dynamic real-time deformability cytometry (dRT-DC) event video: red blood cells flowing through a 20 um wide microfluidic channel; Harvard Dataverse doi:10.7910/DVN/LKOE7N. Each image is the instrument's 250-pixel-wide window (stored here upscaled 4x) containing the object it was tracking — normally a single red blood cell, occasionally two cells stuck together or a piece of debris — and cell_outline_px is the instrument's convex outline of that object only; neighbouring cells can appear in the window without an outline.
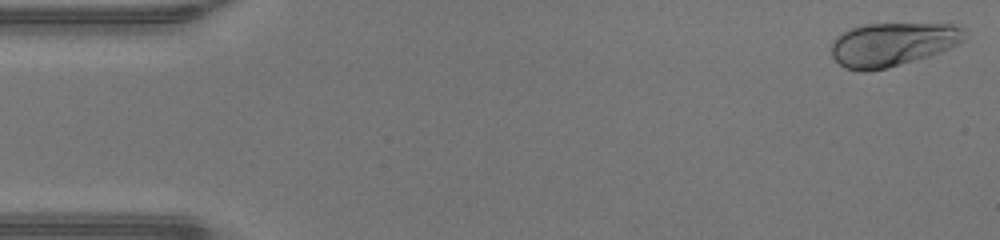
{"species": "human", "species_latin": "Homo sapiens", "temperature_condition": "warm", "stored_images_in_passage": 47, "camera_frame_rate_fps": 3000, "um_per_image_px": 0.085, "donor": {"sex": "male"}, "frame": {"image": 1, "passage_image": 1, "time_ms": 0.0, "image_size_px": [1000, 240], "cell_outline_px": [[964, 40], [960, 44], [952, 48], [928, 56], [888, 68], [864, 72], [844, 68], [832, 56], [832, 40], [836, 36], [852, 28], [864, 24], [952, 24], [964, 28]], "centroid_in_image_um": [75.87, 3.77], "position_along_channel_um": 9.1, "area_um2": 33.87}}
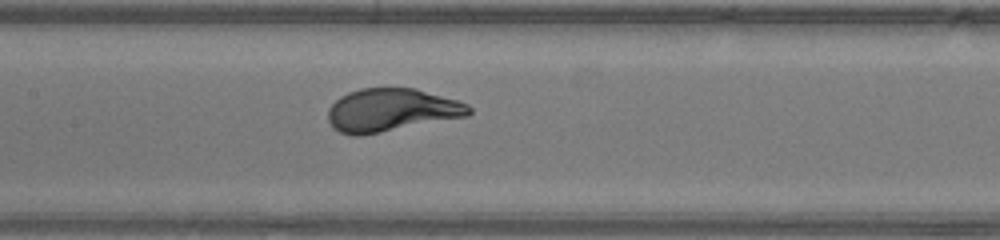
{"frame": {"image": 2, "passage_image": 22, "time_ms": 7.0, "image_size_px": [1000, 240], "cell_outline_px": [[472, 112], [468, 116], [360, 136], [352, 136], [340, 132], [332, 128], [328, 120], [328, 108], [340, 96], [348, 92], [360, 88], [416, 88], [460, 100], [468, 104], [472, 108]], "centroid_in_image_um": [33.28, 9.35], "position_along_channel_um": 174.1, "area_um2": 35.66}}
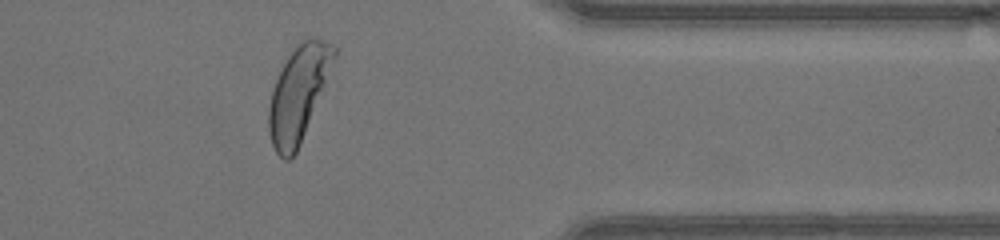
{"frame": {"image": 3, "passage_image": 38, "time_ms": 12.333, "image_size_px": [1000, 240], "cell_outline_px": [[340, 48], [324, 92], [300, 144], [296, 152], [288, 160], [284, 160], [276, 152], [272, 144], [268, 132], [268, 108], [272, 88], [288, 56], [296, 44], [312, 36], [316, 36]], "centroid_in_image_um": [25.42, 7.91], "position_along_channel_um": 386.0, "area_um2": 36.76}, "authors_computed_cell_mechanics": {"area_um2": 35.0268, "velocity_mm_per_s": 4.3334, "shape_relaxation_time_tau1_ms": 2.6232, "shape_relaxation_time_tau2_ms": null, "deformation_change_tau1": 0.2057, "deformation_change_tau2": null}}